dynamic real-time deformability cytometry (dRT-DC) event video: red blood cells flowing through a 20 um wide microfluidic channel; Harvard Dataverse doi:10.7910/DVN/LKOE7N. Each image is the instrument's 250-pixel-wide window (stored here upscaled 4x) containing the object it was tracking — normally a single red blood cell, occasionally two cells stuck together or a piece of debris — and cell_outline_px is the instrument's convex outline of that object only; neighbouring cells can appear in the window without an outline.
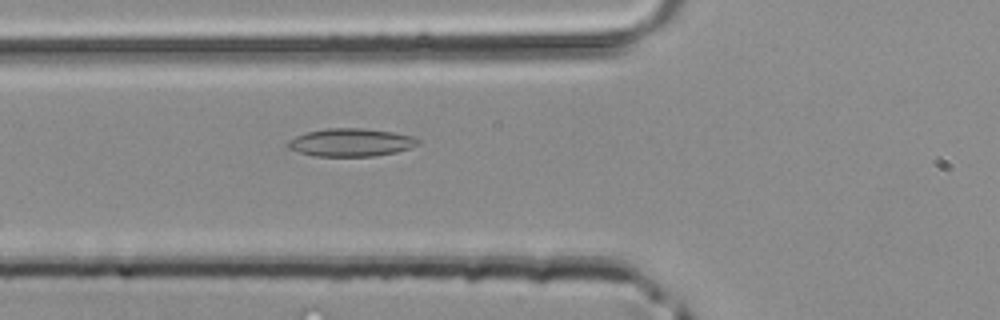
{"species": "common noctule bat (a hibernating species)", "species_latin": "Nyctalus noctula", "temperature_condition": "room temperature", "stored_images_in_passage": 36, "camera_frame_rate_fps": 3000, "um_per_image_px": 0.085, "animal": {"sex": "male", "body_mass_g": 20.4}, "frame": {"image": 1, "passage_image": 8, "time_ms": 2.333, "image_size_px": [1000, 320], "cell_outline_px": [[420, 144], [396, 152], [376, 156], [312, 156], [288, 148], [288, 140], [304, 132], [328, 128], [364, 128], [392, 132], [412, 136], [420, 140]], "centroid_in_image_um": [29.82, 12.1], "position_along_channel_um": 96.0, "area_um2": 21.21}}
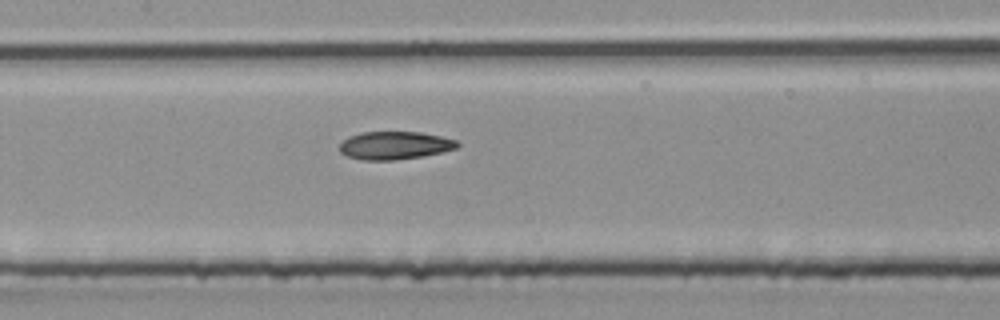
{"frame": {"image": 2, "passage_image": 13, "time_ms": 4.0, "image_size_px": [1000, 320], "cell_outline_px": [[460, 144], [456, 148], [424, 156], [396, 160], [360, 160], [348, 156], [340, 152], [340, 144], [348, 136], [360, 132], [420, 132], [440, 136], [456, 140]], "centroid_in_image_um": [33.53, 12.36], "position_along_channel_um": 173.9, "area_um2": 19.19}}
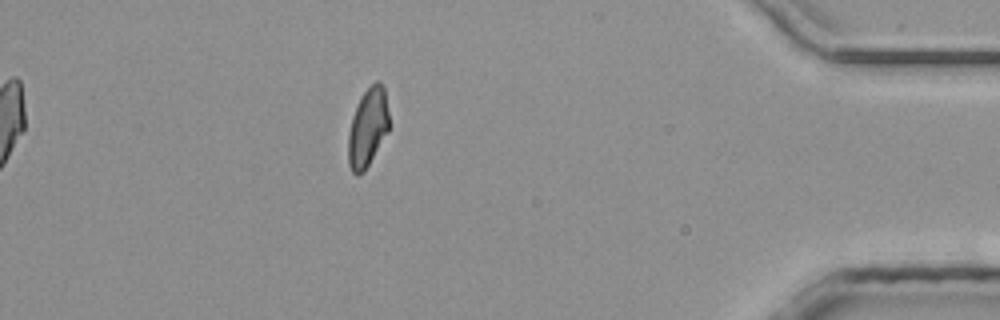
{"frame": {"image": 3, "passage_image": 31, "time_ms": 10.0, "image_size_px": [1000, 320], "cell_outline_px": [[388, 132], [364, 172], [356, 176], [352, 172], [348, 164], [348, 132], [352, 116], [364, 92], [376, 80], [380, 80], [384, 84], [388, 112]], "centroid_in_image_um": [31.25, 10.85], "position_along_channel_um": 403.9, "area_um2": 18.73}}